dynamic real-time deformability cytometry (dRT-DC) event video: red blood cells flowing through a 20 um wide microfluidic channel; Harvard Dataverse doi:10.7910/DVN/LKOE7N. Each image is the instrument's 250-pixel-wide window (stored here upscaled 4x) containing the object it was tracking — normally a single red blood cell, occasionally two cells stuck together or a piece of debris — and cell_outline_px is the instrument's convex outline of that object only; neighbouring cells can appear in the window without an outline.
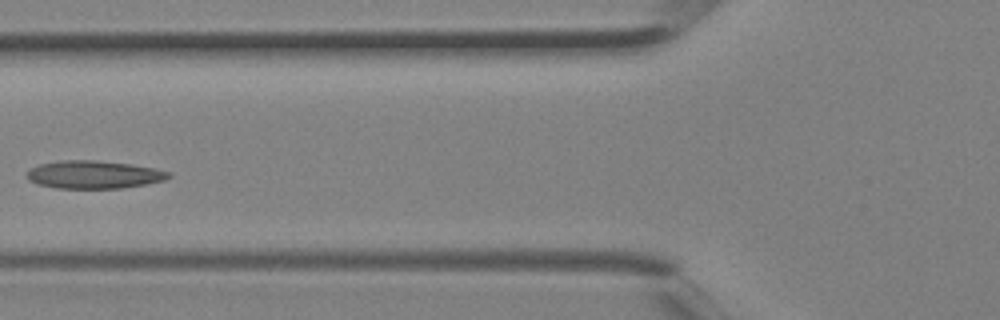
{"species": "Egyptian fruit bat (a non-hibernating species)", "species_latin": "Rousettus aegyptiacus", "temperature_condition": "room temperature", "stored_images_in_passage": 5, "camera_frame_rate_fps": 3000, "um_per_image_px": 0.085, "animal": {"sex": "female"}, "frame": {"image": 1, "passage_image": 5, "time_ms": 1.333, "image_size_px": [1000, 320], "cell_outline_px": [[172, 176], [164, 180], [144, 184], [120, 188], [56, 188], [36, 184], [28, 180], [28, 172], [32, 168], [40, 164], [64, 160], [96, 160], [132, 164], [156, 168], [172, 172]], "centroid_in_image_um": [8.02, 14.84], "position_along_channel_um": 117.8, "area_um2": 23.0}}